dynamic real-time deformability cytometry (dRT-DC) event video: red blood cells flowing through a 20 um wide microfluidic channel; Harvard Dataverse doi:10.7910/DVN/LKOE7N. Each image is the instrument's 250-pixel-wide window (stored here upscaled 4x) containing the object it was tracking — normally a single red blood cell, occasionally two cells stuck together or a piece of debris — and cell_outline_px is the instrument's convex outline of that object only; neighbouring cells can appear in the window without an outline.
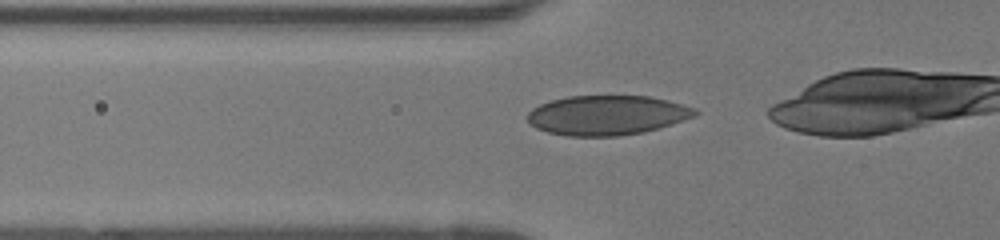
{"species": "human", "species_latin": "Homo sapiens", "temperature_condition": "room temperature", "stored_images_in_passage": 38, "camera_frame_rate_fps": 3000, "um_per_image_px": 0.085, "donor": {"sex": "female"}, "frame": {"image": 1, "passage_image": 14, "time_ms": 4.333, "image_size_px": [1000, 240], "cell_outline_px": [[700, 112], [696, 116], [660, 128], [644, 132], [616, 136], [568, 136], [548, 132], [536, 128], [528, 120], [528, 112], [532, 108], [540, 104], [552, 100], [568, 96], [648, 96], [668, 100], [696, 108]], "centroid_in_image_um": [51.64, 9.79], "position_along_channel_um": 74.2, "area_um2": 38.78}}
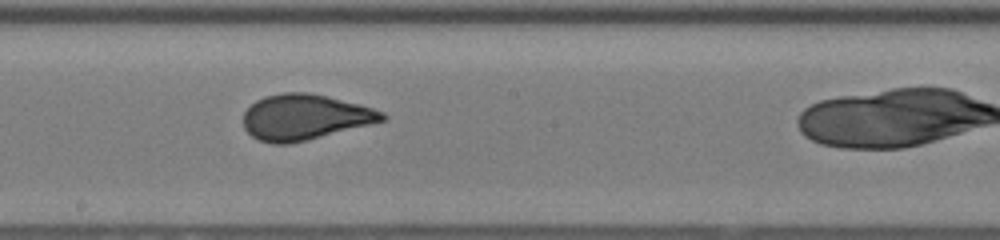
{"frame": {"image": 2, "passage_image": 25, "time_ms": 8.0, "image_size_px": [1000, 240], "cell_outline_px": [[388, 120], [308, 140], [288, 144], [272, 144], [260, 140], [252, 136], [244, 128], [244, 112], [256, 100], [264, 96], [284, 92], [308, 92], [372, 108], [384, 112], [388, 116]], "centroid_in_image_um": [25.91, 9.97], "position_along_channel_um": 222.3, "area_um2": 36.76}}
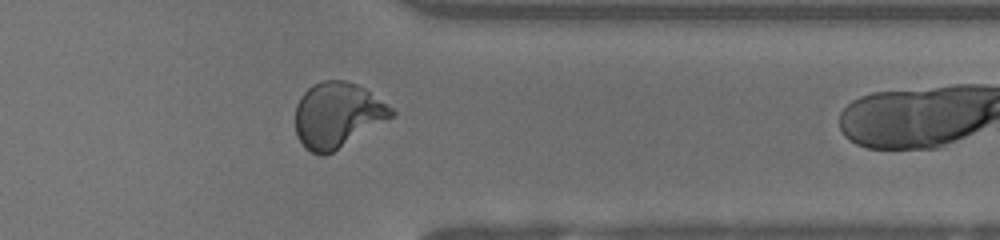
{"frame": {"image": 3, "passage_image": 37, "time_ms": 12.0, "image_size_px": [1000, 240], "cell_outline_px": [[396, 116], [332, 152], [324, 156], [320, 156], [304, 148], [296, 136], [296, 104], [300, 96], [312, 84], [320, 80], [344, 80], [356, 84], [364, 88], [396, 108]], "centroid_in_image_um": [28.7, 9.78], "position_along_channel_um": 382.7, "area_um2": 37.11}}